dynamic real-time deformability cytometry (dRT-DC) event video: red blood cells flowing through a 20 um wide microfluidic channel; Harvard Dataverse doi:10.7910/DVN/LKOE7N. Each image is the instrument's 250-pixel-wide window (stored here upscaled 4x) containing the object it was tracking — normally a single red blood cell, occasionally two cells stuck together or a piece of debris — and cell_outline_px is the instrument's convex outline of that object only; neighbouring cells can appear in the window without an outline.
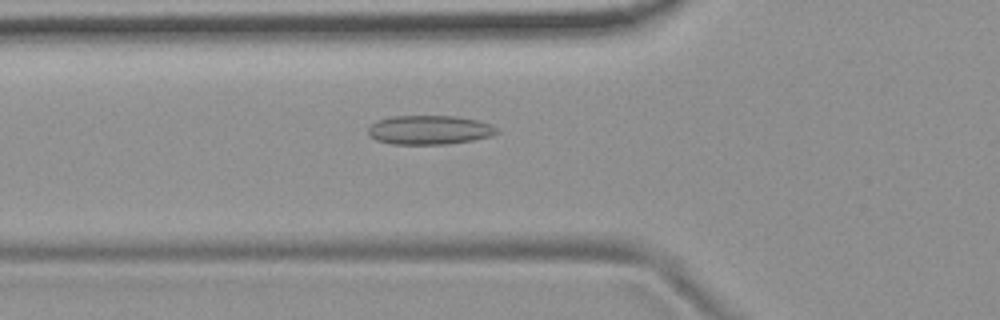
{"species": "common noctule bat (a hibernating species)", "species_latin": "Nyctalus noctula", "temperature_condition": "room temperature", "stored_images_in_passage": 54, "camera_frame_rate_fps": 3000, "um_per_image_px": 0.085, "animal": {"sex": "female", "body_mass_g": 19.9}, "frame": {"image": 1, "passage_image": 19, "time_ms": 6.0, "image_size_px": [1000, 320], "cell_outline_px": [[500, 132], [492, 136], [472, 140], [448, 144], [392, 144], [376, 140], [368, 132], [368, 128], [376, 120], [392, 116], [456, 116], [476, 120], [492, 124], [500, 128]], "centroid_in_image_um": [36.55, 11.04], "position_along_channel_um": 89.3, "area_um2": 21.96}}
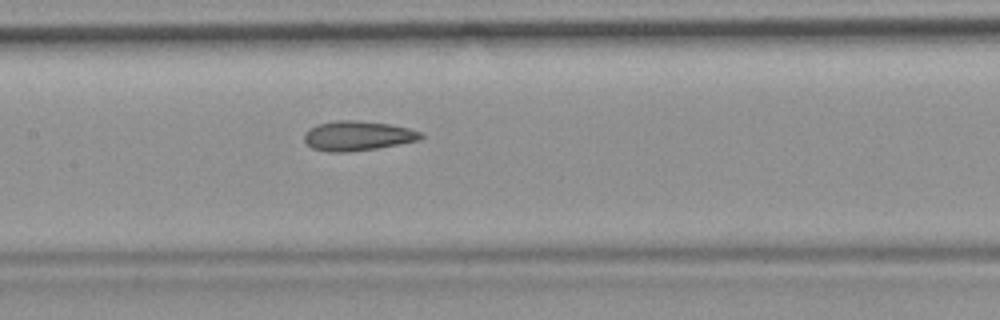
{"frame": {"image": 2, "passage_image": 26, "time_ms": 8.333, "image_size_px": [1000, 320], "cell_outline_px": [[424, 136], [416, 140], [376, 148], [344, 152], [328, 152], [312, 148], [304, 140], [304, 136], [308, 128], [316, 124], [336, 120], [356, 120], [388, 124], [408, 128], [420, 132]], "centroid_in_image_um": [30.32, 11.53], "position_along_channel_um": 177.1, "area_um2": 19.88}}
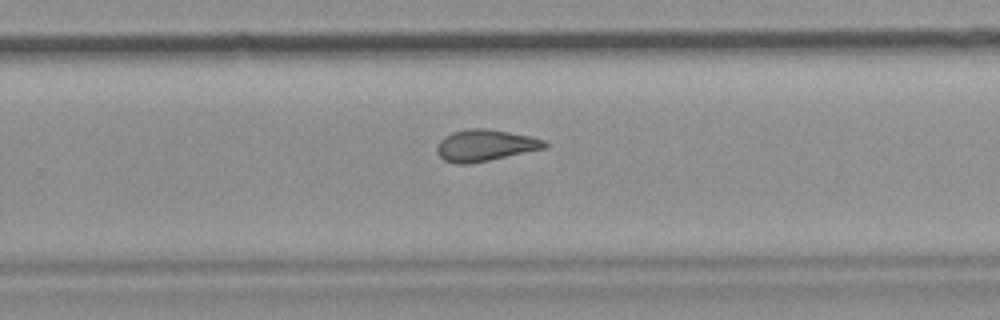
{"frame": {"image": 3, "passage_image": 35, "time_ms": 11.333, "image_size_px": [1000, 320], "cell_outline_px": [[548, 148], [468, 164], [456, 164], [444, 160], [436, 152], [436, 148], [440, 140], [444, 136], [452, 132], [468, 128], [488, 128], [532, 136], [544, 140], [548, 144]], "centroid_in_image_um": [41.25, 12.34], "position_along_channel_um": 288.6, "area_um2": 20.0}, "authors_computed_cell_mechanics": {"area_um2": 20.2878, "velocity_mm_per_s": 3.7438, "shape_relaxation_time_tau1_ms": null, "shape_relaxation_time_tau2_ms": 2.734, "deformation_change_tau1": null, "deformation_change_tau2": 0.1033}}